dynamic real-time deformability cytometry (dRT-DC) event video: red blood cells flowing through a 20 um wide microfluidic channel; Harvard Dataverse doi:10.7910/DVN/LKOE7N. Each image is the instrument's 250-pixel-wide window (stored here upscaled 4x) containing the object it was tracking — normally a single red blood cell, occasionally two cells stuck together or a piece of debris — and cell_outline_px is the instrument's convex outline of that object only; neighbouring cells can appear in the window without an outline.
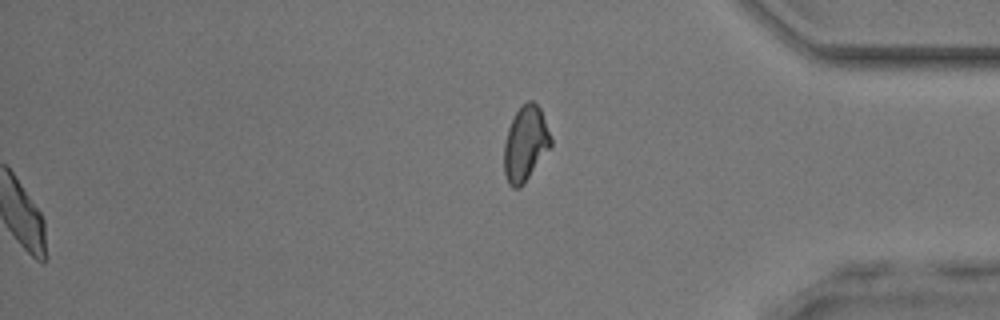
{"species": "common noctule bat (a hibernating species)", "species_latin": "Nyctalus noctula", "temperature_condition": "room temperature", "stored_images_in_passage": 45, "segment_of_instrument_passage": [2, 2], "camera_frame_rate_fps": 3000, "um_per_image_px": 0.085, "animal": {"sex": "male", "body_mass_g": 17.9, "forearm_length_mm": 54.2}, "frame": {"image": 1, "passage_image": 45, "time_ms": 14.667, "image_size_px": [1000, 320], "cell_outline_px": [[552, 144], [524, 184], [520, 188], [512, 188], [508, 184], [504, 172], [504, 144], [508, 128], [516, 112], [528, 100], [532, 100], [540, 108], [552, 140]], "centroid_in_image_um": [44.65, 12.24], "position_along_channel_um": 390.6, "area_um2": 20.23}}